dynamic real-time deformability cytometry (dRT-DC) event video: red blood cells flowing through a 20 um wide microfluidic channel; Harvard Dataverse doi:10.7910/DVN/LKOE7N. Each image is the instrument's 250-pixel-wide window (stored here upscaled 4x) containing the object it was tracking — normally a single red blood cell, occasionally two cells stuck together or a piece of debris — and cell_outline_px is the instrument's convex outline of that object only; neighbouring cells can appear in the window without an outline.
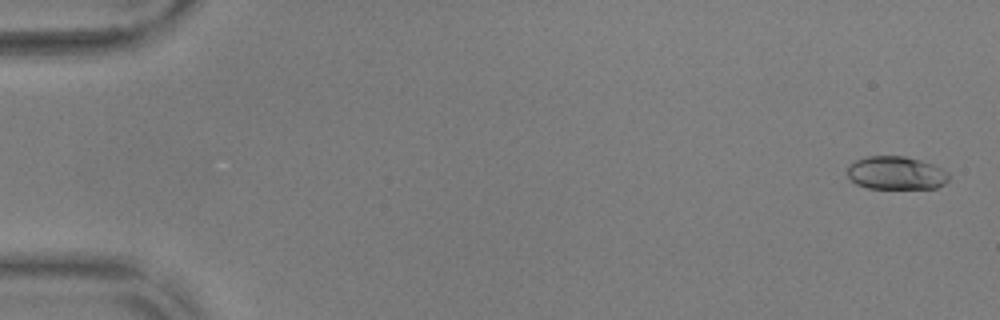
{"species": "common noctule bat (a hibernating species)", "species_latin": "Nyctalus noctula", "temperature_condition": "warm", "stored_images_in_passage": 55, "camera_frame_rate_fps": 3000, "um_per_image_px": 0.085, "animal": {"sex": "male", "body_mass_g": 17.9, "forearm_length_mm": 54.2}, "frame": {"image": 1, "passage_image": 2, "time_ms": 0.333, "image_size_px": [1000, 320], "cell_outline_px": [[948, 180], [944, 184], [936, 188], [868, 188], [856, 184], [848, 176], [848, 164], [856, 160], [868, 156], [904, 156], [920, 160], [932, 164], [948, 172]], "centroid_in_image_um": [76.15, 14.7], "position_along_channel_um": 8.8, "area_um2": 19.54}}
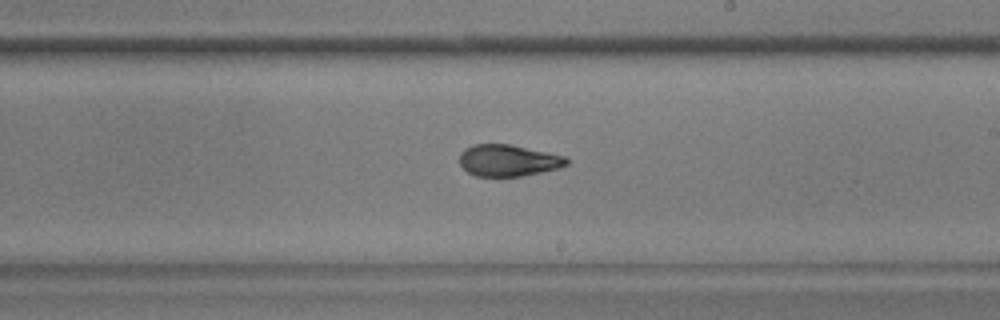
{"frame": {"image": 2, "passage_image": 33, "time_ms": 10.667, "image_size_px": [1000, 320], "cell_outline_px": [[568, 164], [560, 168], [520, 176], [476, 176], [468, 172], [460, 164], [460, 152], [464, 148], [472, 144], [512, 144], [564, 156], [568, 160]], "centroid_in_image_um": [43.18, 13.62], "position_along_channel_um": 245.8, "area_um2": 19.71}}
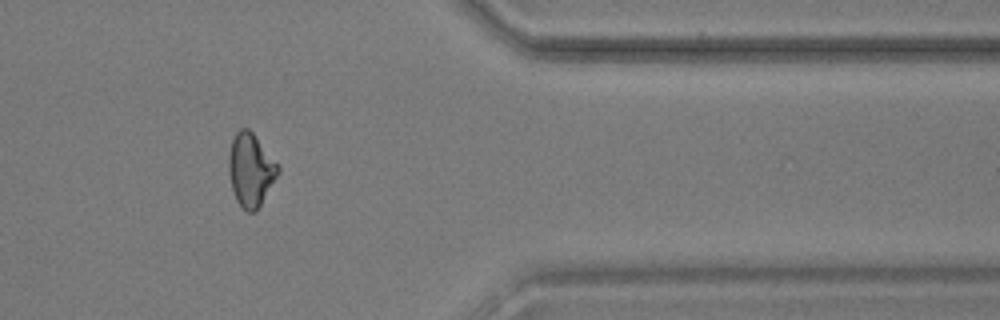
{"frame": {"image": 3, "passage_image": 46, "time_ms": 15.0, "image_size_px": [1000, 320], "cell_outline_px": [[280, 172], [256, 212], [248, 212], [236, 200], [232, 188], [228, 172], [228, 156], [232, 140], [236, 132], [240, 128], [248, 128], [252, 132], [280, 168]], "centroid_in_image_um": [21.29, 14.44], "position_along_channel_um": 390.1, "area_um2": 20.75}, "authors_computed_cell_mechanics": {"area_um2": 20.1722, "velocity_mm_per_s": 3.7154, "shape_relaxation_time_tau1_ms": 10.8842, "shape_relaxation_time_tau2_ms": 1.6784, "deformation_change_tau1": 0.2485, "deformation_change_tau2": 0.0734}}